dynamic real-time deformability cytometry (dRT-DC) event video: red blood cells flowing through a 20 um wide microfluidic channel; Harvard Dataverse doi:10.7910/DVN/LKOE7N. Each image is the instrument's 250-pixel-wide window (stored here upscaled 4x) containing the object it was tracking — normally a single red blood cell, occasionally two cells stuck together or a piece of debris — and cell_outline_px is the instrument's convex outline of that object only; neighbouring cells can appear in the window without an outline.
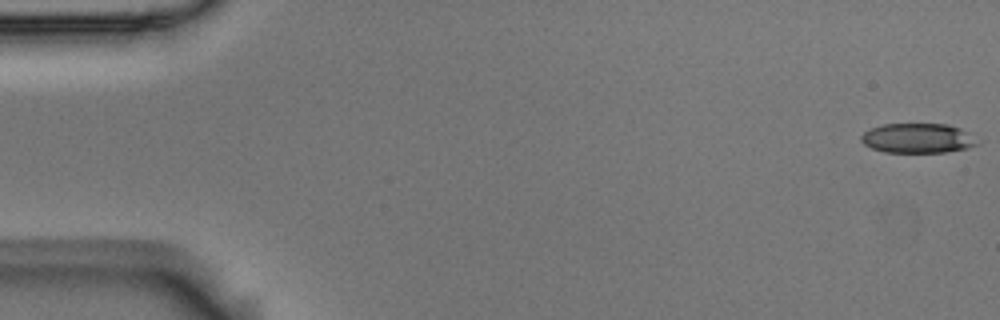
{"species": "Egyptian fruit bat (a non-hibernating species)", "species_latin": "Rousettus aegyptiacus", "temperature_condition": "room temperature", "stored_images_in_passage": 5, "camera_frame_rate_fps": 3000, "um_per_image_px": 0.085, "animal": {"sex": "male"}, "frame": {"image": 1, "passage_image": 1, "time_ms": 0.0, "image_size_px": [1000, 320], "cell_outline_px": [[980, 144], [968, 148], [944, 152], [884, 152], [872, 148], [864, 144], [860, 140], [860, 136], [864, 132], [872, 128], [884, 124], [948, 124], [960, 128]], "centroid_in_image_um": [77.97, 11.75], "position_along_channel_um": 7.0, "area_um2": 19.88}}